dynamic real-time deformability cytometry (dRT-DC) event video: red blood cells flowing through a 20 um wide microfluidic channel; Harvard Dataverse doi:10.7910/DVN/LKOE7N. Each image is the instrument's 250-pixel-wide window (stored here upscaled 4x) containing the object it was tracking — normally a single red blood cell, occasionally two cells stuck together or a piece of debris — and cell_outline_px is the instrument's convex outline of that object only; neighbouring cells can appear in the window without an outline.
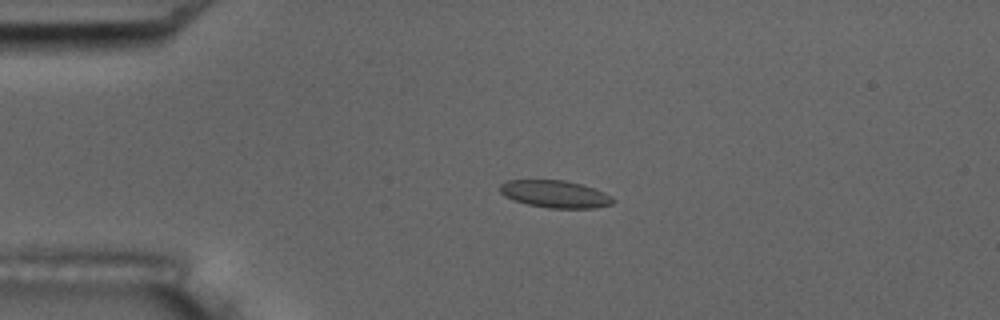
{"species": "common noctule bat (a hibernating species)", "species_latin": "Nyctalus noctula", "temperature_condition": "room temperature", "stored_images_in_passage": 5, "camera_frame_rate_fps": 3000, "um_per_image_px": 0.085, "animal": {"sex": "male", "body_mass_g": 17.5, "forearm_length_mm": 52.3}, "frame": {"image": 1, "passage_image": 4, "time_ms": 3.333, "image_size_px": [1000, 320], "cell_outline_px": [[616, 200], [612, 204], [596, 208], [548, 208], [528, 204], [504, 196], [500, 192], [500, 184], [504, 180], [564, 180], [580, 184], [604, 192], [612, 196]], "centroid_in_image_um": [47.19, 16.49], "position_along_channel_um": 37.8, "area_um2": 17.98}}